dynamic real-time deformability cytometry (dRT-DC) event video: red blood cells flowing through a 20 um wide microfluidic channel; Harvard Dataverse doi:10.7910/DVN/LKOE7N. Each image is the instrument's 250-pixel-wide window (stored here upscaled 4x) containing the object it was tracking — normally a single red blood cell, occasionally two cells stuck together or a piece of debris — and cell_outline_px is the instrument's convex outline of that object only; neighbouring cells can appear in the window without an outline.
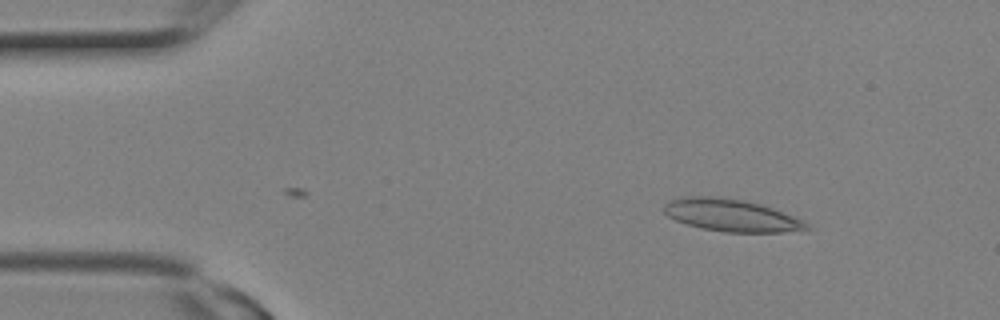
{"species": "Egyptian fruit bat (a non-hibernating species)", "species_latin": "Rousettus aegyptiacus", "temperature_condition": "room temperature", "stored_images_in_passage": 6, "camera_frame_rate_fps": 3000, "um_per_image_px": 0.085, "animal": {"sex": "female"}, "frame": {"image": 1, "passage_image": 6, "time_ms": 1.667, "image_size_px": [1000, 320], "cell_outline_px": [[812, 228], [780, 232], [724, 232], [700, 228], [676, 220], [668, 216], [664, 212], [664, 204], [680, 196], [712, 196], [744, 200], [760, 204], [772, 208], [804, 220]], "centroid_in_image_um": [62.14, 18.29], "position_along_channel_um": 22.9, "area_um2": 26.7}}